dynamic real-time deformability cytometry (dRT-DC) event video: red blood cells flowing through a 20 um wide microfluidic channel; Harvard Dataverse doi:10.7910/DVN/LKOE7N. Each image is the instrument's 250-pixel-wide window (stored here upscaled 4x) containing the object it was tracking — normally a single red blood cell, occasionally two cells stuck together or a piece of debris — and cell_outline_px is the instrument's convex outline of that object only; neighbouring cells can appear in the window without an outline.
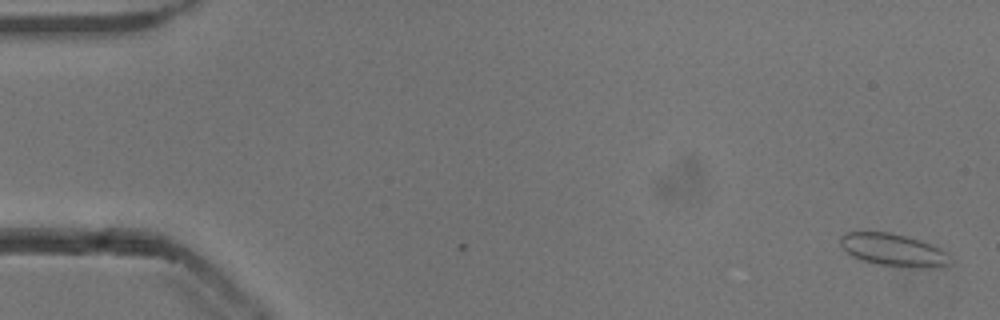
{"species": "common noctule bat (a hibernating species)", "species_latin": "Nyctalus noctula", "temperature_condition": "cold", "stored_images_in_passage": 4, "camera_frame_rate_fps": 3000, "um_per_image_px": 0.085, "animal": {"sex": "male", "body_mass_g": 13.3}, "frame": {"image": 1, "passage_image": 4, "time_ms": 1.0, "image_size_px": [1000, 320], "cell_outline_px": [[948, 264], [940, 268], [916, 268], [880, 264], [864, 260], [852, 256], [840, 244], [840, 236], [844, 232], [888, 232], [908, 236], [920, 240], [944, 252]], "centroid_in_image_um": [75.88, 21.24], "position_along_channel_um": 9.1, "area_um2": 20.29}}